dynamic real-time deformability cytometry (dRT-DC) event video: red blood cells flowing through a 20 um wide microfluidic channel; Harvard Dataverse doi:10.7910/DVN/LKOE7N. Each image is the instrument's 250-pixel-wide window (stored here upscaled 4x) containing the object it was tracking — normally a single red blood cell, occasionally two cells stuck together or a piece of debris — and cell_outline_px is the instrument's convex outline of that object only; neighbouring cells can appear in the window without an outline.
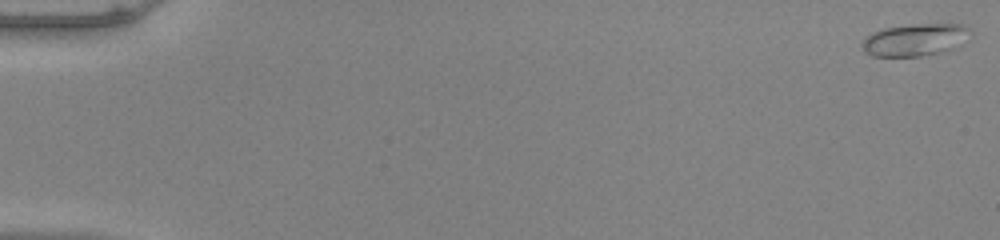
{"species": "common noctule bat (a hibernating species)", "species_latin": "Nyctalus noctula", "temperature_condition": "warm", "stored_images_in_passage": 53, "camera_frame_rate_fps": 3000, "um_per_image_px": 0.085, "animal": {"sex": "male", "body_mass_g": 20.0, "forearm_length_mm": 53.3}, "frame": {"image": 1, "passage_image": 1, "time_ms": 0.0, "image_size_px": [1000, 240], "cell_outline_px": [[972, 36], [964, 44], [956, 48], [920, 56], [872, 56], [864, 52], [860, 44], [872, 32], [884, 28], [912, 24], [964, 24], [972, 32]], "centroid_in_image_um": [77.83, 3.38], "position_along_channel_um": 7.2, "area_um2": 20.63}}
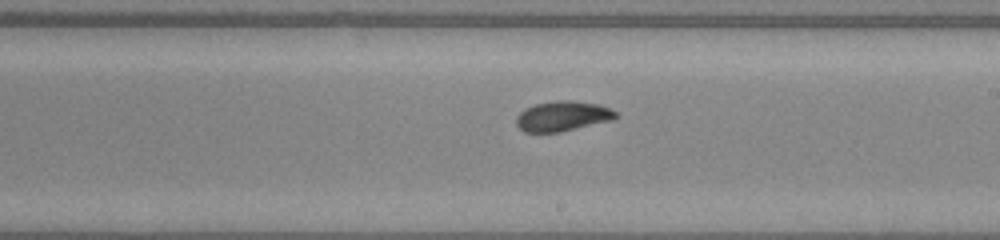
{"frame": {"image": 2, "passage_image": 32, "time_ms": 10.333, "image_size_px": [1000, 240], "cell_outline_px": [[616, 116], [612, 120], [560, 132], [524, 132], [516, 124], [516, 116], [524, 108], [536, 104], [556, 100], [572, 100], [596, 104], [608, 108], [616, 112]], "centroid_in_image_um": [47.77, 9.87], "position_along_channel_um": 241.2, "area_um2": 17.28}}
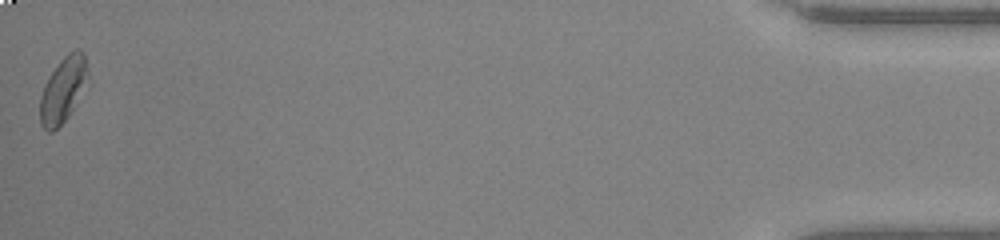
{"frame": {"image": 3, "passage_image": 53, "time_ms": 17.333, "image_size_px": [1000, 240], "cell_outline_px": [[88, 72], [72, 108], [68, 116], [52, 132], [48, 132], [40, 124], [40, 96], [44, 84], [60, 60], [68, 52], [76, 48], [84, 52]], "centroid_in_image_um": [5.3, 7.6], "position_along_channel_um": 429.9, "area_um2": 17.46}, "authors_computed_cell_mechanics": {"area_um2": 17.1666, "velocity_mm_per_s": 3.9661, "shape_relaxation_time_tau1_ms": 3.1121, "shape_relaxation_time_tau2_ms": 1.3185, "deformation_change_tau1": 0.1223, "deformation_change_tau2": 0.0554}}